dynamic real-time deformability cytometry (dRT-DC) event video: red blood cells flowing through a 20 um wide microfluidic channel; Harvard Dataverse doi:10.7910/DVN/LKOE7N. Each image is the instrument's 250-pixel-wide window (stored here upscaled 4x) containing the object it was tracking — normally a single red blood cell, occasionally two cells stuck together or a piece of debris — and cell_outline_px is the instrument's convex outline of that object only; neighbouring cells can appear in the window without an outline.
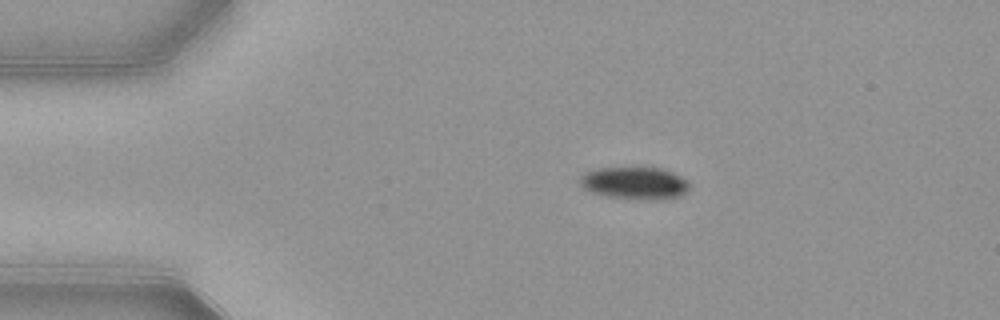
{"species": "common noctule bat (a hibernating species)", "species_latin": "Nyctalus noctula", "temperature_condition": "warm", "stored_images_in_passage": 44, "camera_frame_rate_fps": 3000, "um_per_image_px": 0.085, "animal": {"sex": "female", "body_mass_g": 21.9}, "frame": {"image": 1, "passage_image": 1, "time_ms": 0.0, "image_size_px": [1000, 320], "cell_outline_px": [[692, 184], [688, 192], [684, 196], [660, 200], [636, 200], [608, 196], [592, 192], [584, 188], [576, 180], [584, 172], [596, 168], [664, 168], [688, 180]], "centroid_in_image_um": [54.0, 15.58], "position_along_channel_um": 31.0, "area_um2": 21.27}}
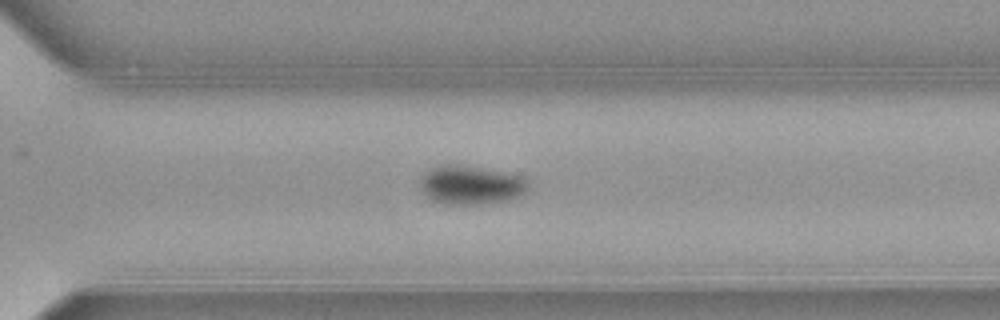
{"frame": {"image": 2, "passage_image": 28, "time_ms": 9.0, "image_size_px": [1000, 320], "cell_outline_px": [[528, 188], [524, 192], [508, 200], [480, 204], [444, 204], [432, 200], [424, 196], [420, 188], [420, 176], [428, 168], [448, 164], [456, 164], [504, 172], [524, 176], [528, 180]], "centroid_in_image_um": [39.96, 15.72], "position_along_channel_um": 330.6, "area_um2": 24.62}}
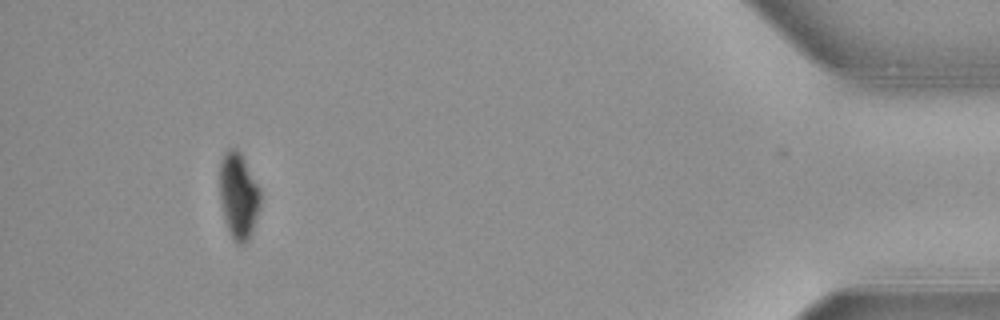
{"frame": {"image": 3, "passage_image": 40, "time_ms": 13.0, "image_size_px": [1000, 320], "cell_outline_px": [[260, 208], [252, 232], [248, 240], [244, 244], [236, 244], [228, 228], [224, 216], [220, 196], [220, 164], [228, 148], [236, 148], [240, 152], [260, 188]], "centroid_in_image_um": [20.29, 16.65], "position_along_channel_um": 414.9, "area_um2": 20.17}, "authors_computed_cell_mechanics": {"area_um2": 23.4957, "velocity_mm_per_s": 3.8756, "shape_relaxation_time_tau1_ms": 2.1898, "shape_relaxation_time_tau2_ms": null, "deformation_change_tau1": 0.0995, "deformation_change_tau2": null}}